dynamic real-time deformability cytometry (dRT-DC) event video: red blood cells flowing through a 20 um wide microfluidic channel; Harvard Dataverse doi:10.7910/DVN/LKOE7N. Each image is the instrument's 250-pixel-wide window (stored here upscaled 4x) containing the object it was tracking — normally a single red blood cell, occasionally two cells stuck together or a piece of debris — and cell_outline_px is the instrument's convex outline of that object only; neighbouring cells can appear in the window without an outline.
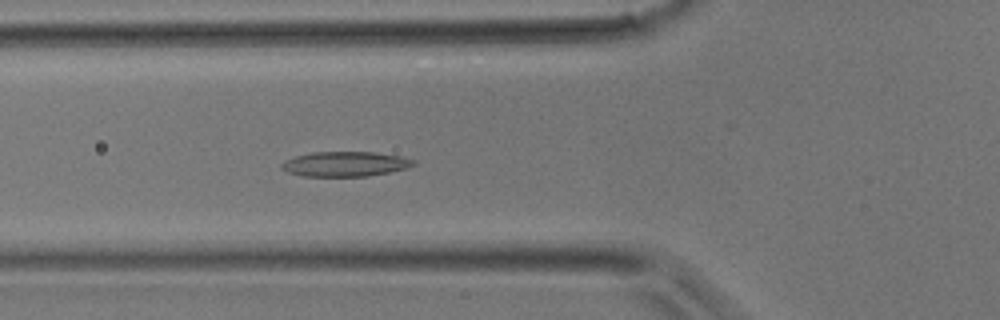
{"species": "common noctule bat (a hibernating species)", "species_latin": "Nyctalus noctula", "temperature_condition": "room temperature", "stored_images_in_passage": 41, "camera_frame_rate_fps": 3000, "um_per_image_px": 0.085, "animal": {"sex": "male", "body_mass_g": 17.9}, "frame": {"image": 1, "passage_image": 15, "time_ms": 4.667, "image_size_px": [1000, 320], "cell_outline_px": [[416, 164], [408, 168], [368, 176], [304, 176], [288, 172], [280, 168], [280, 164], [284, 160], [296, 156], [312, 152], [376, 152], [400, 156], [416, 160]], "centroid_in_image_um": [29.34, 13.93], "position_along_channel_um": 96.5, "area_um2": 19.19}}
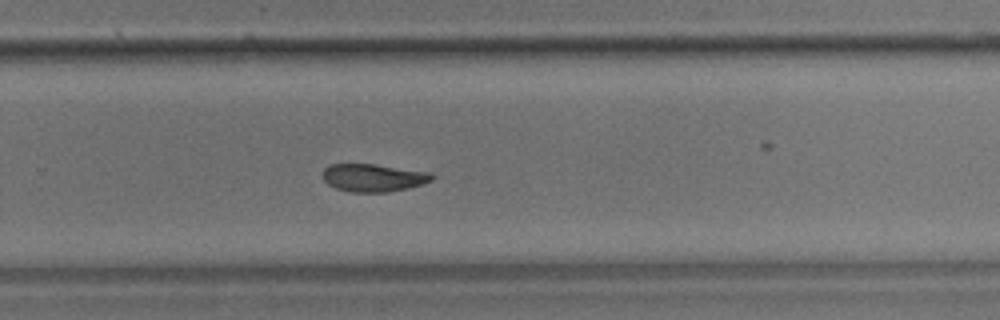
{"frame": {"image": 2, "passage_image": 27, "time_ms": 8.667, "image_size_px": [1000, 320], "cell_outline_px": [[436, 176], [432, 180], [424, 184], [408, 188], [388, 192], [348, 192], [336, 188], [328, 184], [324, 180], [324, 168], [328, 164], [376, 164], [432, 172]], "centroid_in_image_um": [31.78, 15.1], "position_along_channel_um": 298.0, "area_um2": 17.92}}
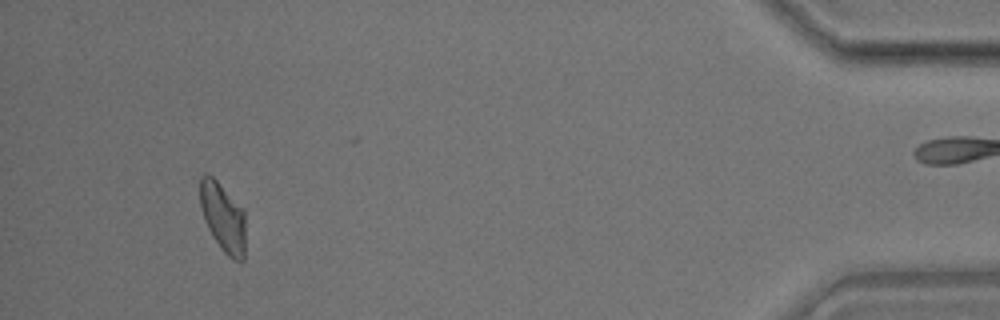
{"frame": {"image": 3, "passage_image": 38, "time_ms": 12.333, "image_size_px": [1000, 320], "cell_outline_px": [[244, 260], [240, 264], [232, 260], [224, 252], [212, 236], [204, 220], [200, 204], [200, 176], [204, 172], [212, 176], [244, 208]], "centroid_in_image_um": [18.95, 18.48], "position_along_channel_um": 416.2, "area_um2": 18.5}}